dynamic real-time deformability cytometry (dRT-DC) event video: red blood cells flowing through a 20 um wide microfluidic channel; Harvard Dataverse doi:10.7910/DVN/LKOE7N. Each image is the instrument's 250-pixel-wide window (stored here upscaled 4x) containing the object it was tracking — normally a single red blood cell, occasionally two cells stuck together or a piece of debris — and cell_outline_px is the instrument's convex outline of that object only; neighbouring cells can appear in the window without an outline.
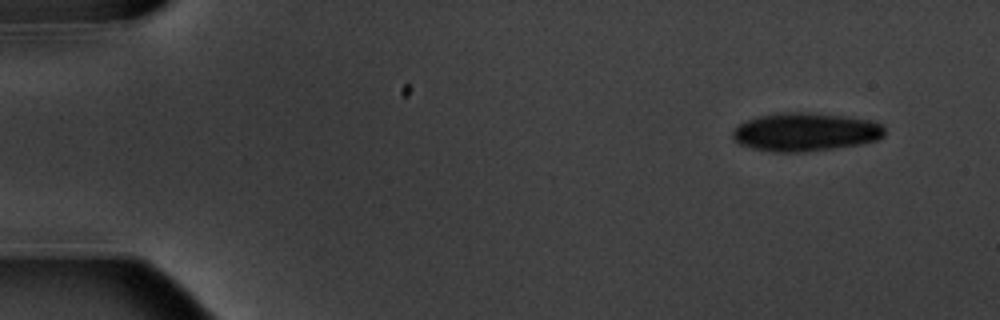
{"species": "common noctule bat (a hibernating species)", "species_latin": "Nyctalus noctula", "temperature_condition": "warm", "stored_images_in_passage": 6, "camera_frame_rate_fps": 3000, "um_per_image_px": 0.085, "animal": {"sex": "male", "body_mass_g": 20.1, "forearm_length_mm": 53.5}, "frame": {"image": 1, "passage_image": 1, "time_ms": 0.0, "image_size_px": [1000, 320], "cell_outline_px": [[884, 136], [876, 140], [860, 144], [804, 152], [772, 152], [740, 144], [732, 136], [732, 132], [740, 124], [748, 120], [760, 116], [784, 112], [812, 112], [848, 116], [872, 120], [880, 124], [884, 128]], "centroid_in_image_um": [68.5, 11.21], "position_along_channel_um": 16.5, "area_um2": 33.81}}